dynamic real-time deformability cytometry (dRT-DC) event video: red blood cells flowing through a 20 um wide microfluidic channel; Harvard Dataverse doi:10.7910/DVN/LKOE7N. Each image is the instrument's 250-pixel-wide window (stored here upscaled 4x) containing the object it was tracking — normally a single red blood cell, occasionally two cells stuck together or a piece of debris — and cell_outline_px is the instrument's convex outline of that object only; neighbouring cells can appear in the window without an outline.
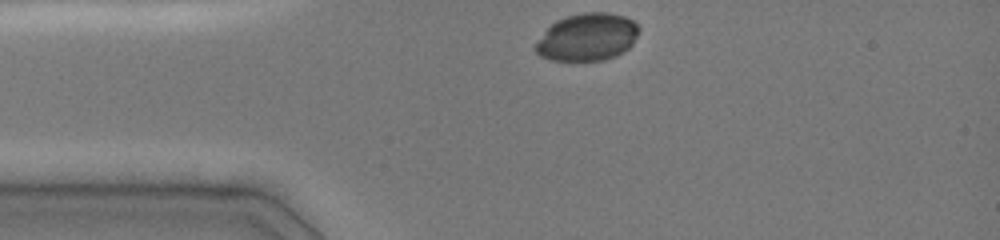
{"species": "common noctule bat (a hibernating species)", "species_latin": "Nyctalus noctula", "temperature_condition": "cold", "stored_images_in_passage": 31, "camera_frame_rate_fps": 3000, "um_per_image_px": 0.085, "animal": {"sex": "female", "body_mass_g": 19.0, "forearm_length_mm": 51.5}, "frame": {"image": 1, "passage_image": 1, "time_ms": 0.0, "image_size_px": [1000, 240], "cell_outline_px": [[640, 32], [632, 44], [624, 52], [616, 56], [604, 60], [552, 60], [540, 56], [532, 48], [544, 32], [556, 20], [568, 16], [584, 12], [608, 12], [624, 16], [632, 20], [640, 28]], "centroid_in_image_um": [49.93, 3.15], "position_along_channel_um": 35.1, "area_um2": 28.67}}
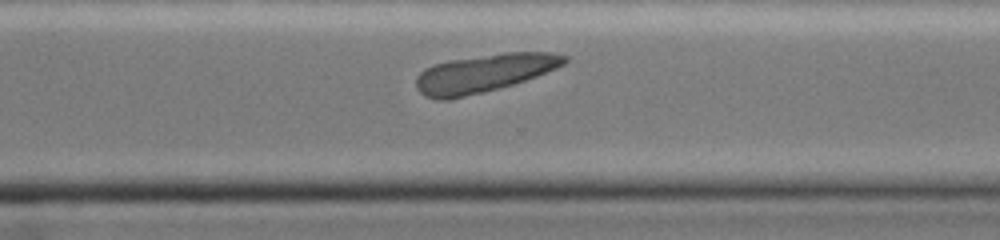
{"frame": {"image": 2, "passage_image": 25, "time_ms": 8.0, "image_size_px": [1000, 240], "cell_outline_px": [[568, 60], [564, 64], [556, 68], [536, 76], [512, 84], [484, 92], [448, 100], [436, 100], [424, 96], [416, 88], [416, 76], [424, 68], [432, 64], [448, 60], [504, 52], [556, 52], [568, 56]], "centroid_in_image_um": [41.11, 6.21], "position_along_channel_um": 329.5, "area_um2": 33.12}}
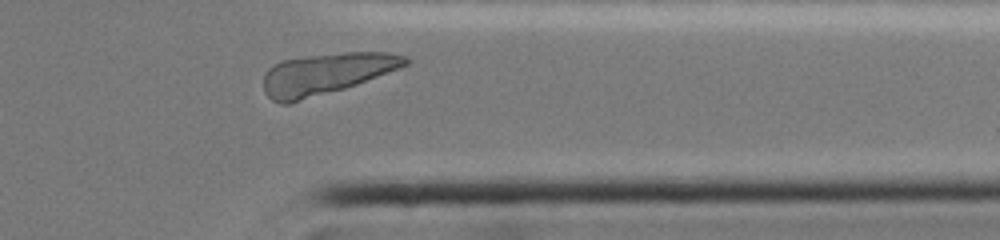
{"frame": {"image": 3, "passage_image": 29, "time_ms": 9.333, "image_size_px": [1000, 240], "cell_outline_px": [[412, 60], [408, 64], [356, 84], [344, 88], [288, 104], [280, 104], [272, 100], [264, 92], [264, 76], [268, 68], [284, 60], [308, 56], [344, 52], [388, 52], [408, 56]], "centroid_in_image_um": [27.72, 6.26], "position_along_channel_um": 383.7, "area_um2": 33.76}}